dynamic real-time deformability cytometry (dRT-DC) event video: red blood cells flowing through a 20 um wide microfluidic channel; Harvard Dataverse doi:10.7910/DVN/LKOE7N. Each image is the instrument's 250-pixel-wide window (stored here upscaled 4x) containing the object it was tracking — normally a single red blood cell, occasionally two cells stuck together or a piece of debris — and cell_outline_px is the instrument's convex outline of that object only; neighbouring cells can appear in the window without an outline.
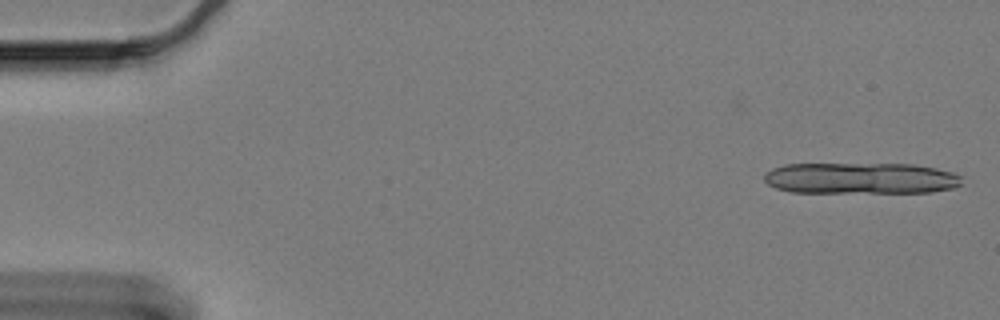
{"species": "Egyptian fruit bat (a non-hibernating species)", "species_latin": "Rousettus aegyptiacus", "temperature_condition": "cold", "stored_images_in_passage": 12, "camera_frame_rate_fps": 3000, "um_per_image_px": 0.085, "animal": {"sex": "female"}, "frame": {"image": 1, "passage_image": 1, "time_ms": 0.0, "image_size_px": [1000, 320], "cell_outline_px": [[960, 184], [952, 188], [928, 192], [792, 192], [776, 188], [768, 184], [764, 180], [764, 176], [772, 168], [784, 164], [912, 164], [936, 168], [952, 172], [960, 176]], "centroid_in_image_um": [73.13, 15.14], "position_along_channel_um": 11.9, "area_um2": 35.84}}